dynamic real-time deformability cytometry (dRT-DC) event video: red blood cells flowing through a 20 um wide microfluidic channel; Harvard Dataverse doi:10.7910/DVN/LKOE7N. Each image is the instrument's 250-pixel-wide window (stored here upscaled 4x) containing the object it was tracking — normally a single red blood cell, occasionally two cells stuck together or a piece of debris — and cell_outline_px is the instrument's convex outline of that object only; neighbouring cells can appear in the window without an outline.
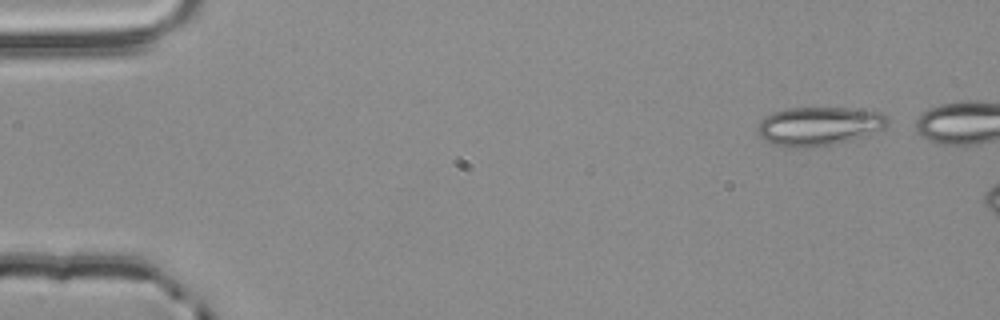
{"species": "common noctule bat (a hibernating species)", "species_latin": "Nyctalus noctula", "temperature_condition": "room temperature", "stored_images_in_passage": 3, "camera_frame_rate_fps": 3000, "um_per_image_px": 0.085, "animal": {"sex": "male", "body_mass_g": 20.4}, "frame": {"image": 1, "passage_image": 1, "time_ms": 0.0, "image_size_px": [1000, 320], "cell_outline_px": [[888, 124], [884, 128], [836, 144], [812, 148], [788, 148], [764, 140], [756, 132], [756, 128], [764, 116], [772, 112], [788, 108], [848, 108], [880, 112], [888, 116]], "centroid_in_image_um": [69.56, 10.73], "position_along_channel_um": 15.4, "area_um2": 29.42}}